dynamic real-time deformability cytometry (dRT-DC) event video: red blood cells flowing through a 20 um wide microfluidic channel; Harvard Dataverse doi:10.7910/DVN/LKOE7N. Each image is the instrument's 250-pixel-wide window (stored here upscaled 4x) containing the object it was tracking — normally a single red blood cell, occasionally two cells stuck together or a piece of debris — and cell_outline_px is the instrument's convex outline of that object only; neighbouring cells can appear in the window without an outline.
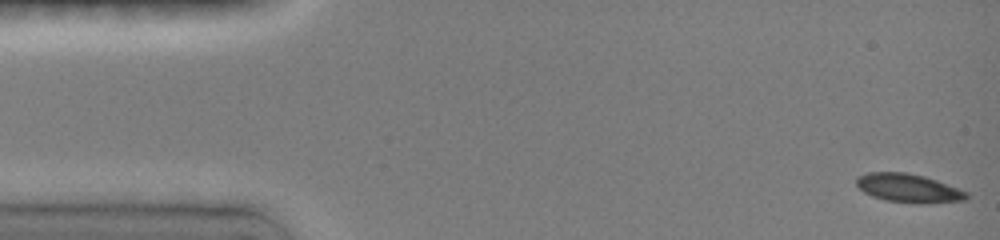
{"species": "common noctule bat (a hibernating species)", "species_latin": "Nyctalus noctula", "temperature_condition": "room temperature", "stored_images_in_passage": 64, "camera_frame_rate_fps": 3000, "um_per_image_px": 0.085, "animal": {"sex": "female", "body_mass_g": 19.0, "forearm_length_mm": 51.5}, "frame": {"image": 1, "passage_image": 1, "time_ms": 0.0, "image_size_px": [1000, 240], "cell_outline_px": [[968, 200], [920, 204], [884, 200], [872, 196], [864, 192], [856, 184], [856, 176], [868, 172], [904, 172], [924, 176], [936, 180], [968, 192]], "centroid_in_image_um": [77.21, 15.99], "position_along_channel_um": 7.8, "area_um2": 18.44}}
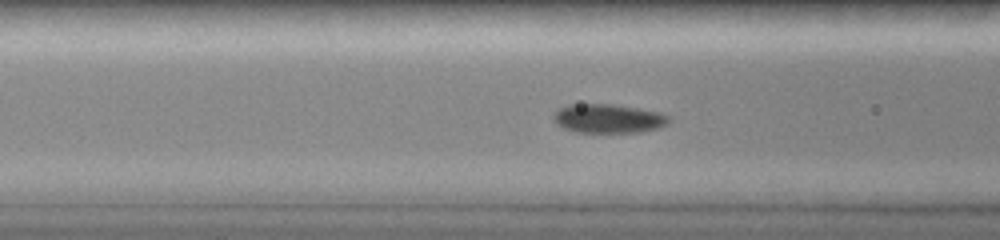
{"frame": {"image": 2, "passage_image": 19, "time_ms": 5.667, "image_size_px": [1000, 240], "cell_outline_px": [[668, 124], [656, 128], [640, 132], [576, 132], [564, 128], [556, 124], [552, 116], [560, 108], [568, 104], [612, 104], [660, 112], [668, 116]], "centroid_in_image_um": [51.67, 10.07], "position_along_channel_um": 114.9, "area_um2": 19.31}}
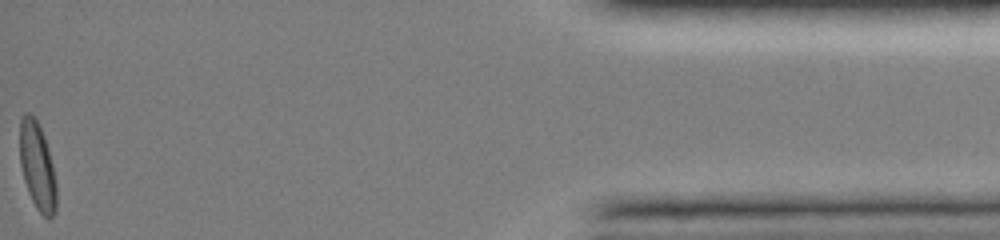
{"frame": {"image": 3, "passage_image": 63, "time_ms": 15.667, "image_size_px": [1000, 240], "cell_outline_px": [[56, 212], [48, 220], [36, 208], [28, 192], [24, 180], [20, 164], [20, 116], [24, 112], [28, 112], [36, 120], [44, 136], [48, 148], [56, 180]], "centroid_in_image_um": [3.17, 14.14], "position_along_channel_um": 432.0, "area_um2": 18.73}, "authors_computed_cell_mechanics": {"area_um2": 18.5538, "velocity_mm_per_s": 4.0078, "shape_relaxation_time_tau1_ms": 4.4777, "shape_relaxation_time_tau2_ms": null, "deformation_change_tau1": 0.1352, "deformation_change_tau2": null}}